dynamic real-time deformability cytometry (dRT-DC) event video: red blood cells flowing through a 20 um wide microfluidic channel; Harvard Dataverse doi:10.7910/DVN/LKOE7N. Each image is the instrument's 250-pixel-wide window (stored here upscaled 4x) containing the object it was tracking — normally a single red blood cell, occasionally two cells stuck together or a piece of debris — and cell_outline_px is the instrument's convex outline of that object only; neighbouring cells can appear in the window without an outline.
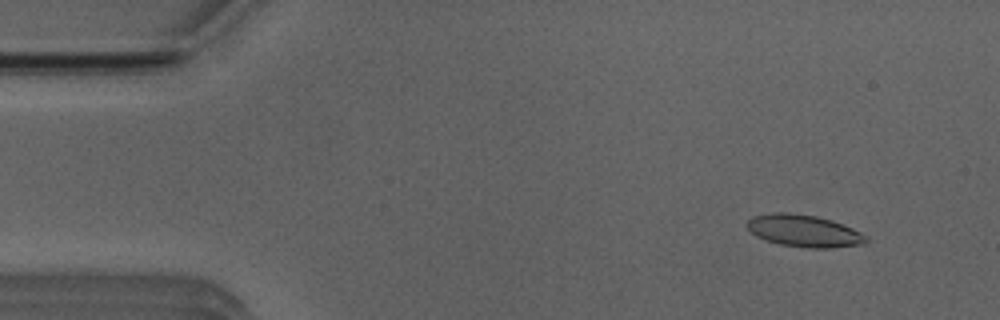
{"species": "Egyptian fruit bat (a non-hibernating species)", "species_latin": "Rousettus aegyptiacus", "temperature_condition": "room temperature", "stored_images_in_passage": 46, "camera_frame_rate_fps": 3000, "um_per_image_px": 0.085, "animal": {"sex": "male"}, "frame": {"image": 1, "passage_image": 3, "time_ms": 0.667, "image_size_px": [1000, 320], "cell_outline_px": [[868, 240], [864, 244], [832, 248], [804, 248], [780, 244], [756, 236], [748, 228], [748, 220], [752, 216], [776, 212], [788, 212], [816, 216], [832, 220], [852, 228], [860, 232]], "centroid_in_image_um": [68.35, 19.62], "position_along_channel_um": 16.7, "area_um2": 22.14}}
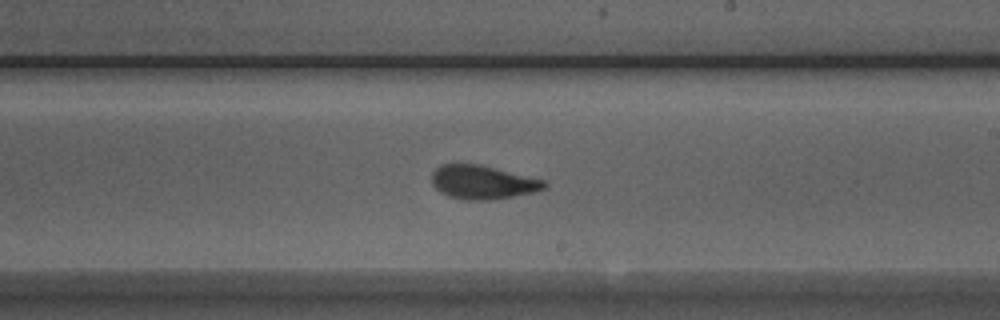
{"frame": {"image": 2, "passage_image": 28, "time_ms": 9.0, "image_size_px": [1000, 320], "cell_outline_px": [[548, 188], [536, 192], [492, 200], [460, 200], [448, 196], [440, 192], [432, 184], [432, 172], [440, 164], [476, 164], [496, 168], [544, 180], [548, 184]], "centroid_in_image_um": [41.03, 15.5], "position_along_channel_um": 248.0, "area_um2": 22.31}}
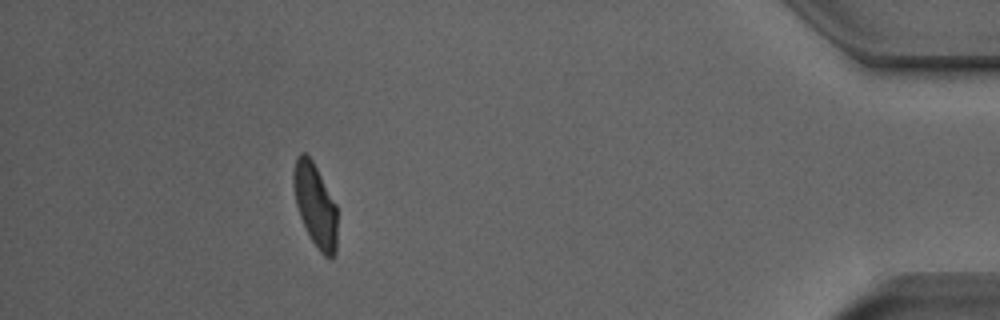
{"frame": {"image": 3, "passage_image": 45, "time_ms": 14.667, "image_size_px": [1000, 320], "cell_outline_px": [[336, 252], [332, 256], [324, 256], [320, 252], [312, 240], [300, 216], [296, 204], [292, 180], [292, 172], [296, 156], [300, 152], [304, 152], [312, 160], [336, 204]], "centroid_in_image_um": [26.77, 17.38], "position_along_channel_um": 408.4, "area_um2": 20.92}}